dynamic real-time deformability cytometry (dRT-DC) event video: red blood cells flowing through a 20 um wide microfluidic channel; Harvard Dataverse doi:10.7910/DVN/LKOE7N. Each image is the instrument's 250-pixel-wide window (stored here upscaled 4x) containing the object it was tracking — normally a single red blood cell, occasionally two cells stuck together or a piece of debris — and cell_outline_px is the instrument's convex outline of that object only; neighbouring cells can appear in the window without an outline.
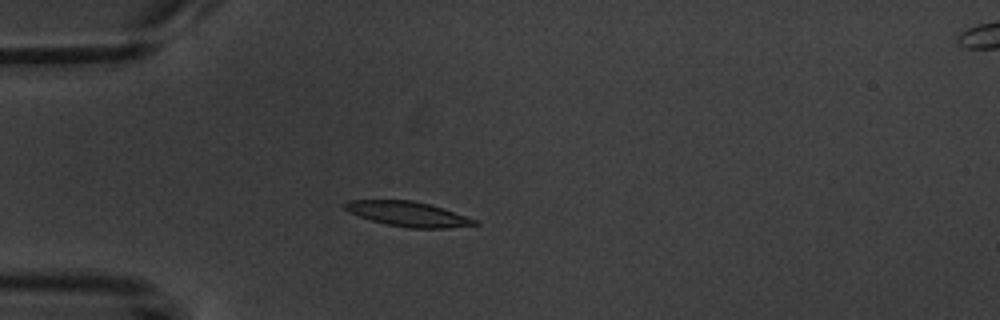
{"species": "common noctule bat (a hibernating species)", "species_latin": "Nyctalus noctula", "temperature_condition": "warm", "stored_images_in_passage": 5, "camera_frame_rate_fps": 3000, "um_per_image_px": 0.085, "animal": {"sex": "male", "body_mass_g": 20.1, "forearm_length_mm": 53.5}, "frame": {"image": 1, "passage_image": 4, "time_ms": 3.667, "image_size_px": [1000, 320], "cell_outline_px": [[480, 224], [448, 228], [408, 228], [384, 224], [348, 212], [344, 208], [344, 204], [348, 200], [412, 200], [428, 204], [476, 220]], "centroid_in_image_um": [34.63, 18.19], "position_along_channel_um": 50.4, "area_um2": 18.5}}